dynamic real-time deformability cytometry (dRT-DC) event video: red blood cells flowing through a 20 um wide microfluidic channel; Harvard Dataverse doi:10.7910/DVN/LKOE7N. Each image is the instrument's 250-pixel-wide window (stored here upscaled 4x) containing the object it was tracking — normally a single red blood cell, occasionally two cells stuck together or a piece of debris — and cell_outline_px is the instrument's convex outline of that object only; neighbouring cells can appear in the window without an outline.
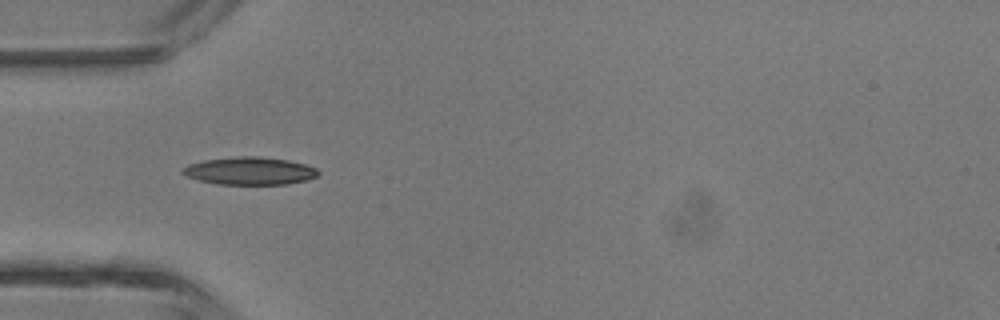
{"species": "common noctule bat (a hibernating species)", "species_latin": "Nyctalus noctula", "temperature_condition": "room temperature", "stored_images_in_passage": 5, "camera_frame_rate_fps": 3000, "um_per_image_px": 0.085, "animal": {"sex": "male", "body_mass_g": 13.3}, "frame": {"image": 1, "passage_image": 4, "time_ms": 3.667, "image_size_px": [1000, 320], "cell_outline_px": [[320, 172], [316, 176], [308, 180], [288, 184], [216, 184], [200, 180], [188, 176], [180, 172], [188, 164], [204, 160], [236, 156], [260, 156], [288, 160], [304, 164], [316, 168]], "centroid_in_image_um": [21.24, 14.52], "position_along_channel_um": 63.8, "area_um2": 21.85}}
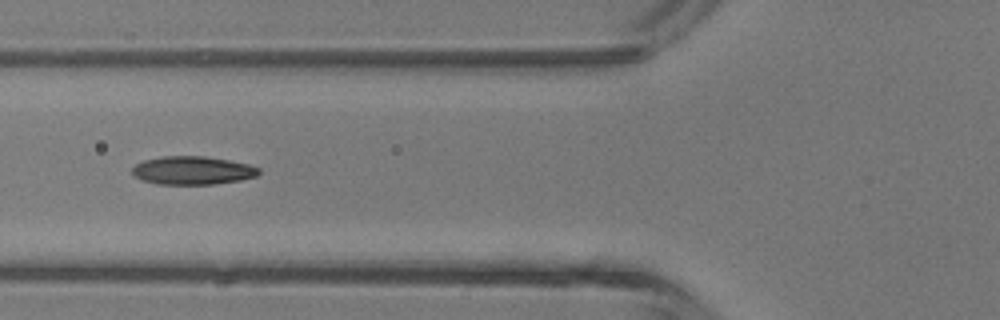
{"frame": {"image": 2, "passage_image": 5, "time_ms": 4.667, "image_size_px": [1000, 320], "cell_outline_px": [[260, 172], [256, 176], [240, 180], [212, 184], [156, 184], [132, 176], [132, 168], [136, 164], [144, 160], [160, 156], [204, 156], [228, 160], [248, 164], [260, 168]], "centroid_in_image_um": [16.34, 14.48], "position_along_channel_um": 109.5, "area_um2": 20.87}}